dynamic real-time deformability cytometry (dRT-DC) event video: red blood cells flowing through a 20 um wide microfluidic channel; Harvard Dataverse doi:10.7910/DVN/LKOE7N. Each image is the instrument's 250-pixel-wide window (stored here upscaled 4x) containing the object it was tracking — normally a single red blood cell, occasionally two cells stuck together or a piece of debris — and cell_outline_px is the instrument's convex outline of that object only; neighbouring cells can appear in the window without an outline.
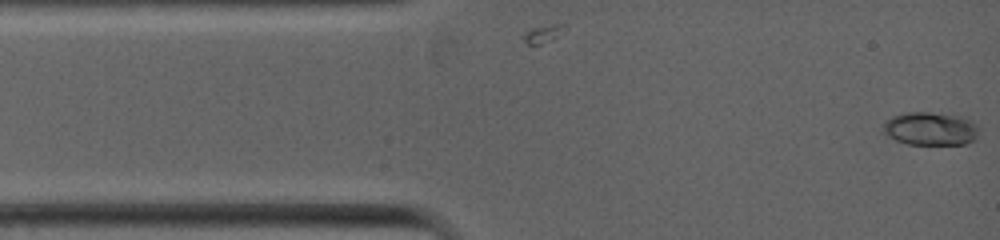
{"species": "common noctule bat (a hibernating species)", "species_latin": "Nyctalus noctula", "temperature_condition": "warm", "stored_images_in_passage": 17, "camera_frame_rate_fps": 5000, "um_per_image_px": 0.085, "animal": {"sex": "female", "body_mass_g": 19.0, "forearm_length_mm": 53.3}, "frame": {"image": 1, "passage_image": 1, "time_ms": 0.0, "image_size_px": [1000, 240], "cell_outline_px": [[980, 128], [976, 140], [964, 144], [908, 144], [896, 140], [880, 132], [884, 120], [892, 116], [904, 112], [928, 112], [964, 116], [972, 120]], "centroid_in_image_um": [79.08, 10.93], "position_along_channel_um": 5.9, "area_um2": 19.07}}
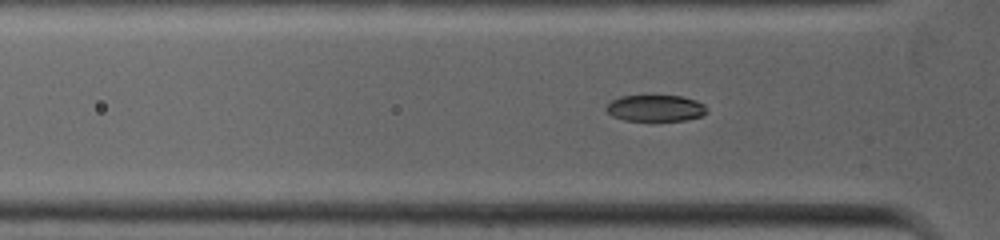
{"frame": {"image": 2, "passage_image": 14, "time_ms": 2.6, "image_size_px": [1000, 240], "cell_outline_px": [[708, 112], [704, 116], [688, 120], [652, 124], [624, 120], [612, 116], [604, 108], [612, 100], [620, 96], [652, 92], [684, 96], [696, 100], [704, 104], [708, 108]], "centroid_in_image_um": [55.75, 9.19], "position_along_channel_um": 70.1, "area_um2": 17.46}}
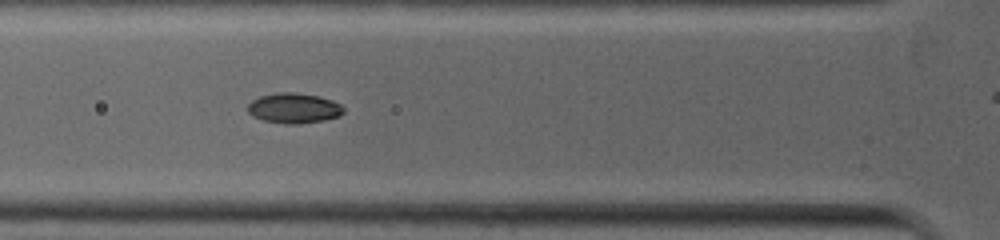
{"frame": {"image": 3, "passage_image": 17, "time_ms": 3.2, "image_size_px": [1000, 240], "cell_outline_px": [[344, 112], [340, 116], [292, 128], [264, 120], [252, 116], [248, 112], [248, 104], [252, 100], [260, 96], [276, 92], [296, 92], [320, 96], [332, 100], [340, 104], [344, 108]], "centroid_in_image_um": [24.99, 9.24], "position_along_channel_um": 100.8, "area_um2": 17.69}}